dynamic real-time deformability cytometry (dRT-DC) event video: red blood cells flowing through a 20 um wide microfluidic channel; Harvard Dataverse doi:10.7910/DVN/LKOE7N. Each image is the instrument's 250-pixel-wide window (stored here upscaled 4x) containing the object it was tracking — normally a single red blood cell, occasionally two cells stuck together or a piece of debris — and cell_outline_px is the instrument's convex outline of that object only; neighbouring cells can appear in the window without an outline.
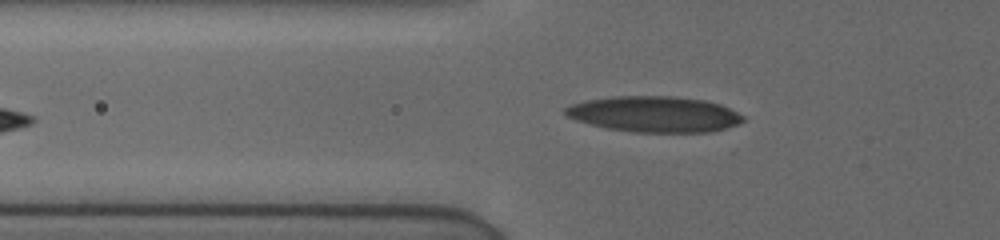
{"species": "human", "species_latin": "Homo sapiens", "temperature_condition": "cold", "stored_images_in_passage": 6, "camera_frame_rate_fps": 3000, "um_per_image_px": 0.085, "donor": {"sex": "female"}, "frame": {"image": 1, "passage_image": 2, "time_ms": 0.333, "image_size_px": [1000, 240], "cell_outline_px": [[744, 120], [740, 124], [728, 128], [708, 132], [636, 132], [608, 128], [576, 120], [568, 116], [564, 112], [564, 108], [572, 104], [588, 100], [612, 96], [676, 96], [704, 100], [720, 104], [744, 116]], "centroid_in_image_um": [55.66, 9.7], "position_along_channel_um": 70.1, "area_um2": 36.99}}
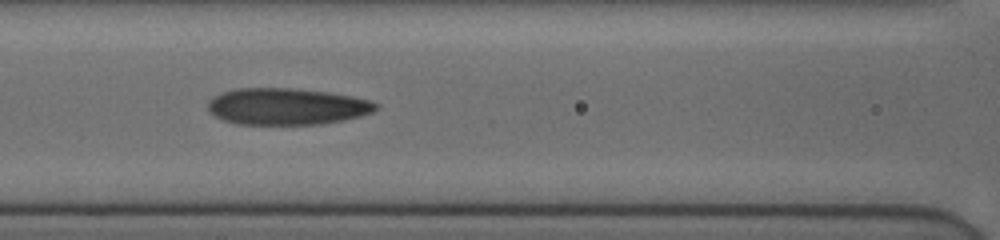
{"frame": {"image": 2, "passage_image": 4, "time_ms": 2.333, "image_size_px": [1000, 240], "cell_outline_px": [[380, 108], [372, 112], [360, 116], [344, 120], [320, 124], [236, 124], [224, 120], [208, 112], [208, 100], [224, 92], [236, 88], [292, 88], [328, 92], [352, 96], [372, 100], [380, 104]], "centroid_in_image_um": [24.42, 9.05], "position_along_channel_um": 142.2, "area_um2": 36.01}}
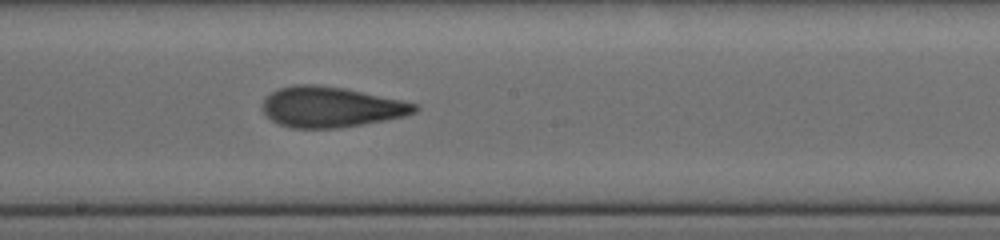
{"frame": {"image": 3, "passage_image": 6, "time_ms": 4.333, "image_size_px": [1000, 240], "cell_outline_px": [[420, 108], [416, 112], [404, 116], [384, 120], [336, 128], [292, 128], [280, 124], [272, 120], [260, 108], [264, 100], [272, 92], [280, 88], [292, 84], [316, 84], [344, 88], [400, 100], [416, 104]], "centroid_in_image_um": [28.1, 9.09], "position_along_channel_um": 220.1, "area_um2": 35.6}}